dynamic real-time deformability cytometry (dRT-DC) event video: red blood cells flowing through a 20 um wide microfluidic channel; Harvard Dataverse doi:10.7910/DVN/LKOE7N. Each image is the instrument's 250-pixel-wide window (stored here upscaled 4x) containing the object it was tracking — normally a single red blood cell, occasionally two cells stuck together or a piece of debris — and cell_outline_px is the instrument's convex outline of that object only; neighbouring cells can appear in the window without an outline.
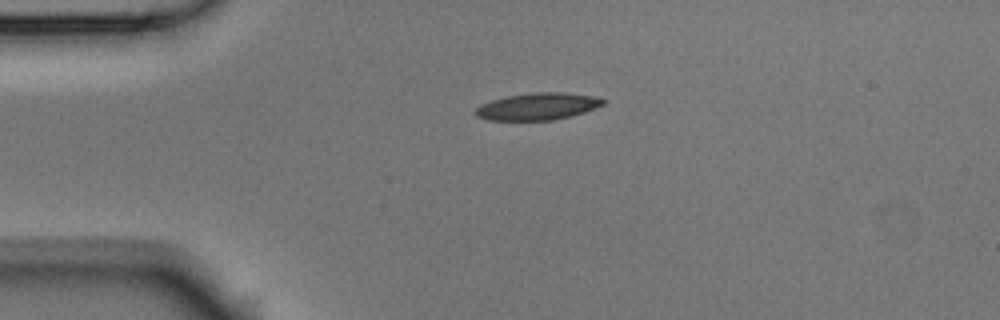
{"species": "Egyptian fruit bat (a non-hibernating species)", "species_latin": "Rousettus aegyptiacus", "temperature_condition": "room temperature", "stored_images_in_passage": 2, "camera_frame_rate_fps": 3000, "um_per_image_px": 0.085, "animal": {"sex": "male"}, "frame": {"image": 1, "passage_image": 1, "time_ms": 0.0, "image_size_px": [1000, 320], "cell_outline_px": [[604, 104], [584, 112], [572, 116], [552, 120], [488, 120], [476, 116], [472, 112], [480, 104], [504, 96], [536, 92], [564, 92], [592, 96], [604, 100]], "centroid_in_image_um": [45.64, 9.05], "position_along_channel_um": 39.4, "area_um2": 20.11}}